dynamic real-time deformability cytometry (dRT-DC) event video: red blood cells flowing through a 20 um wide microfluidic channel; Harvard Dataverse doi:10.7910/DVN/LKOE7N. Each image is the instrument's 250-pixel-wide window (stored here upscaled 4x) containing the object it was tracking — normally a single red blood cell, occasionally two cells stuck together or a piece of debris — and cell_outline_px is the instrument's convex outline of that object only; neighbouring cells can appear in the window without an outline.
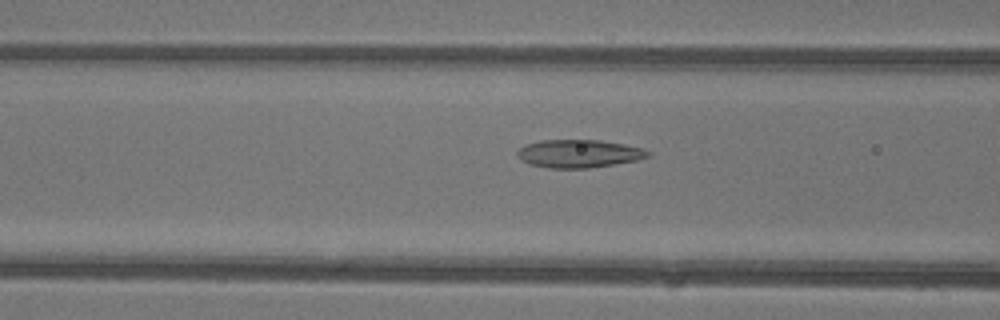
{"species": "common noctule bat (a hibernating species)", "species_latin": "Nyctalus noctula", "temperature_condition": "warm", "stored_images_in_passage": 31, "camera_frame_rate_fps": 3000, "um_per_image_px": 0.085, "animal": {"sex": "female"}, "frame": {"image": 1, "passage_image": 9, "time_ms": 2.667, "image_size_px": [1000, 320], "cell_outline_px": [[652, 156], [636, 160], [588, 168], [548, 168], [532, 164], [516, 156], [516, 152], [520, 148], [528, 144], [540, 140], [600, 140], [624, 144], [644, 148], [652, 152]], "centroid_in_image_um": [49.26, 13.05], "position_along_channel_um": 117.3, "area_um2": 21.21}}
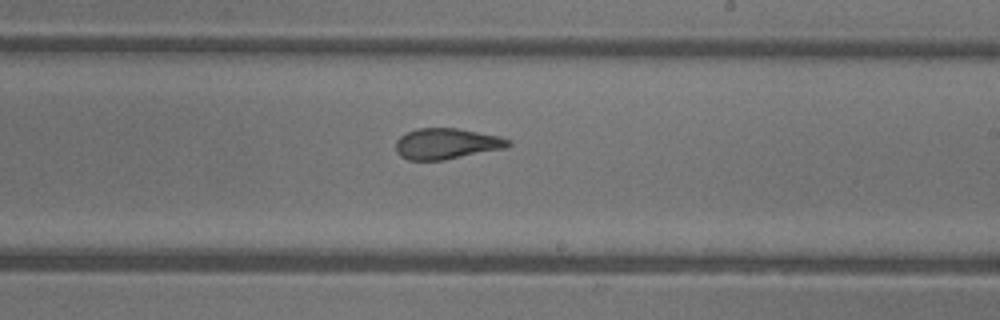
{"frame": {"image": 2, "passage_image": 18, "time_ms": 5.667, "image_size_px": [1000, 320], "cell_outline_px": [[512, 144], [504, 148], [444, 160], [408, 160], [400, 156], [396, 152], [396, 140], [400, 136], [416, 128], [456, 128], [500, 136], [508, 140]], "centroid_in_image_um": [37.92, 12.21], "position_along_channel_um": 251.1, "area_um2": 20.11}}
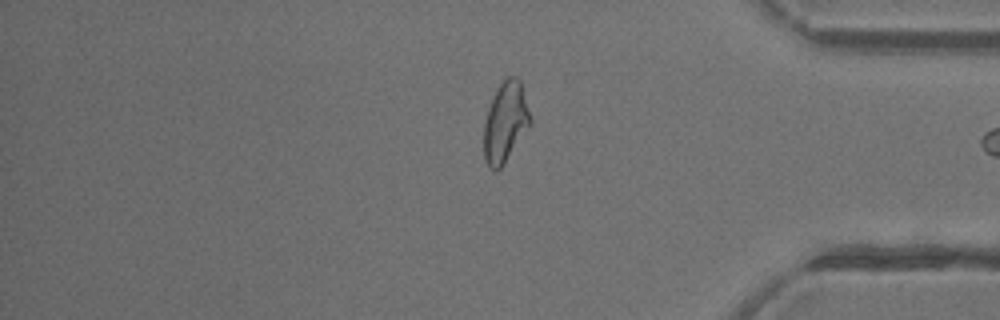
{"frame": {"image": 3, "passage_image": 29, "time_ms": 9.333, "image_size_px": [1000, 320], "cell_outline_px": [[532, 124], [504, 164], [500, 168], [488, 168], [484, 160], [484, 124], [488, 108], [496, 88], [508, 76], [516, 76], [520, 80], [532, 120]], "centroid_in_image_um": [42.96, 10.38], "position_along_channel_um": 392.2, "area_um2": 21.79}, "authors_computed_cell_mechanics": {"area_um2": 21.2126, "velocity_mm_per_s": 4.456, "shape_relaxation_time_tau1_ms": 5.9592, "shape_relaxation_time_tau2_ms": 0.8356, "deformation_change_tau1": 0.2071, "deformation_change_tau2": 0.0755}}